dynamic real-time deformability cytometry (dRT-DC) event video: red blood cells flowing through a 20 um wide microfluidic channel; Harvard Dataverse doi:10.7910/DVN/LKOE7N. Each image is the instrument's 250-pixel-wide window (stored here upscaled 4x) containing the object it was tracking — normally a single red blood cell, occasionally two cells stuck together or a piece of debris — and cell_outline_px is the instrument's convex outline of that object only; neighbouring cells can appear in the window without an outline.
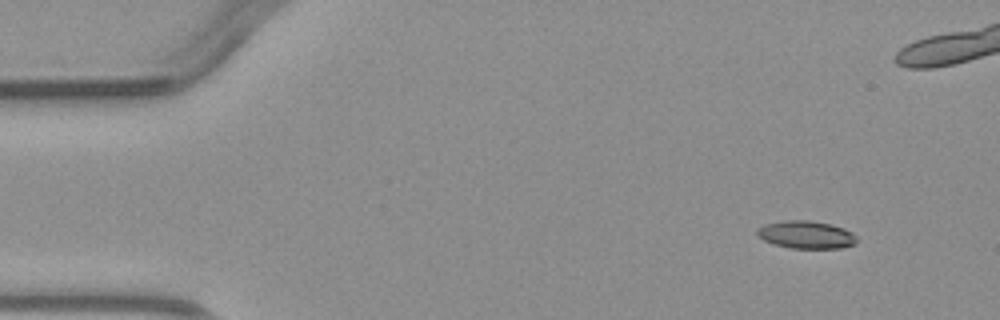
{"species": "common noctule bat (a hibernating species)", "species_latin": "Nyctalus noctula", "temperature_condition": "warm", "stored_images_in_passage": 3, "camera_frame_rate_fps": 3000, "um_per_image_px": 0.085, "animal": {"sex": "male", "body_mass_g": 23.1, "forearm_length_mm": 52.7}, "frame": {"image": 1, "passage_image": 1, "time_ms": 0.0, "image_size_px": [1000, 320], "cell_outline_px": [[860, 240], [856, 244], [844, 248], [792, 248], [772, 244], [756, 236], [756, 228], [764, 224], [784, 220], [808, 220], [828, 224], [844, 228], [852, 232]], "centroid_in_image_um": [68.52, 19.96], "position_along_channel_um": 16.5, "area_um2": 16.36}}